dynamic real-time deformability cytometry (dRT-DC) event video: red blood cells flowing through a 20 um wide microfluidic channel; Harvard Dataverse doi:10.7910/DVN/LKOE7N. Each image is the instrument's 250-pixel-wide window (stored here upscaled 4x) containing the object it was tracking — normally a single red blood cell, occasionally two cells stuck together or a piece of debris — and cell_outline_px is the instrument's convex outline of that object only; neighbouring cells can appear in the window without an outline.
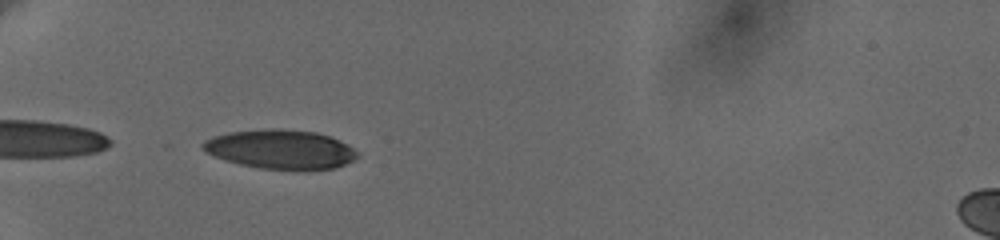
{"species": "human", "species_latin": "Homo sapiens", "temperature_condition": "cold", "stored_images_in_passage": 38, "camera_frame_rate_fps": 3000, "um_per_image_px": 0.085, "donor": {"sex": "female"}, "frame": {"image": 1, "passage_image": 1, "time_ms": 0.0, "image_size_px": [1000, 240], "cell_outline_px": [[360, 156], [336, 168], [296, 172], [260, 168], [240, 164], [224, 160], [200, 148], [200, 144], [204, 140], [212, 136], [228, 132], [264, 128], [280, 128], [316, 132], [332, 136], [348, 144]], "centroid_in_image_um": [23.85, 12.7], "position_along_channel_um": 61.1, "area_um2": 36.18}}
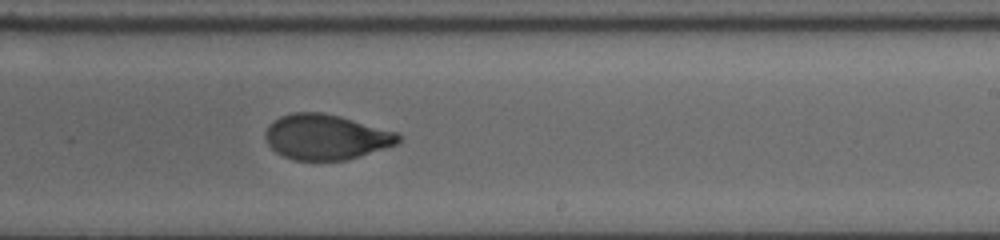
{"frame": {"image": 2, "passage_image": 19, "time_ms": 6.0, "image_size_px": [1000, 240], "cell_outline_px": [[400, 140], [396, 144], [348, 160], [292, 160], [276, 152], [268, 144], [264, 136], [264, 132], [268, 124], [272, 120], [280, 116], [292, 112], [320, 112], [340, 116], [400, 132]], "centroid_in_image_um": [27.69, 11.63], "position_along_channel_um": 261.3, "area_um2": 35.37}}
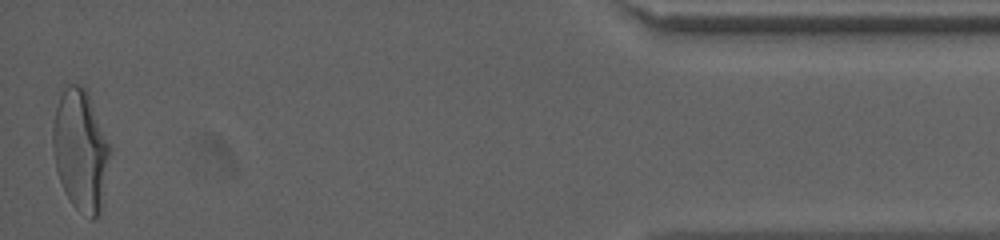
{"frame": {"image": 3, "passage_image": 38, "time_ms": 12.333, "image_size_px": [1000, 240], "cell_outline_px": [[112, 148], [104, 204], [100, 216], [92, 220], [76, 208], [72, 204], [64, 192], [56, 168], [52, 144], [52, 124], [56, 108], [60, 96], [64, 88], [68, 84], [76, 84], [84, 88], [88, 92]], "centroid_in_image_um": [6.89, 12.82], "position_along_channel_um": 428.3, "area_um2": 41.21}, "authors_computed_cell_mechanics": {"area_um2": 36.4718, "velocity_mm_per_s": 3.6371, "shape_relaxation_time_tau1_ms": 4.6476, "shape_relaxation_time_tau2_ms": 1.3235, "deformation_change_tau1": 0.1764, "deformation_change_tau2": 0.0606}}